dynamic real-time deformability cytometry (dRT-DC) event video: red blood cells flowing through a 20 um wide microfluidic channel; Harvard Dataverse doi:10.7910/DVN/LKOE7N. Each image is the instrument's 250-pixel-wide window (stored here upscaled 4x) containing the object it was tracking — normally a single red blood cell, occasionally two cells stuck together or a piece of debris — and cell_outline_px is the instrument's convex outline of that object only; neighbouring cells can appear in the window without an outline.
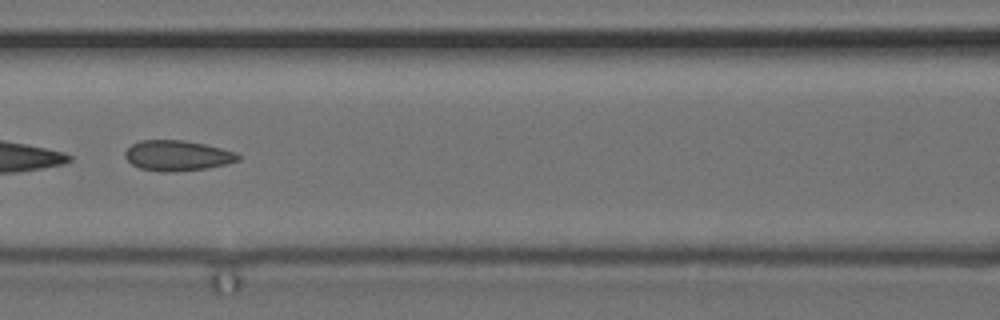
{"species": "common noctule bat (a hibernating species)", "species_latin": "Nyctalus noctula", "temperature_condition": "cold", "stored_images_in_passage": 50, "camera_frame_rate_fps": 3000, "um_per_image_px": 0.085, "animal": {"sex": "female", "body_mass_g": 24.6, "forearm_length_mm": 56.2}, "frame": {"image": 1, "passage_image": 21, "time_ms": 6.667, "image_size_px": [1000, 320], "cell_outline_px": [[240, 160], [228, 164], [204, 168], [172, 172], [164, 172], [140, 168], [132, 164], [124, 156], [124, 152], [132, 144], [140, 140], [184, 140], [204, 144], [236, 152], [240, 156]], "centroid_in_image_um": [15.07, 13.22], "position_along_channel_um": 151.5, "area_um2": 19.94}}
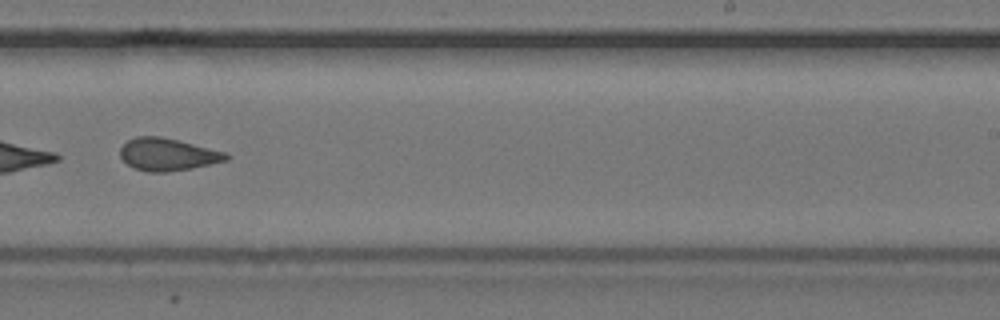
{"frame": {"image": 2, "passage_image": 31, "time_ms": 10.0, "image_size_px": [1000, 320], "cell_outline_px": [[232, 156], [228, 160], [192, 168], [168, 172], [148, 172], [136, 168], [128, 164], [120, 156], [120, 148], [128, 140], [136, 136], [160, 136], [228, 152]], "centroid_in_image_um": [14.29, 13.12], "position_along_channel_um": 274.7, "area_um2": 20.06}}
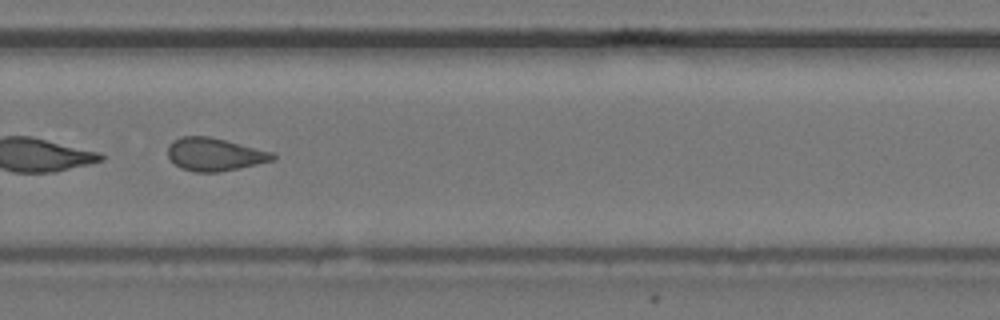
{"frame": {"image": 3, "passage_image": 34, "time_ms": 11.0, "image_size_px": [1000, 320], "cell_outline_px": [[276, 160], [240, 168], [220, 172], [192, 172], [180, 168], [168, 156], [168, 144], [172, 140], [180, 136], [208, 136], [276, 152]], "centroid_in_image_um": [18.27, 13.12], "position_along_channel_um": 311.5, "area_um2": 20.46}, "authors_computed_cell_mechanics": {"area_um2": 21.7328, "velocity_mm_per_s": 3.7149, "shape_relaxation_time_tau1_ms": null, "shape_relaxation_time_tau2_ms": 2.2683, "deformation_change_tau1": null, "deformation_change_tau2": 0.0957}}